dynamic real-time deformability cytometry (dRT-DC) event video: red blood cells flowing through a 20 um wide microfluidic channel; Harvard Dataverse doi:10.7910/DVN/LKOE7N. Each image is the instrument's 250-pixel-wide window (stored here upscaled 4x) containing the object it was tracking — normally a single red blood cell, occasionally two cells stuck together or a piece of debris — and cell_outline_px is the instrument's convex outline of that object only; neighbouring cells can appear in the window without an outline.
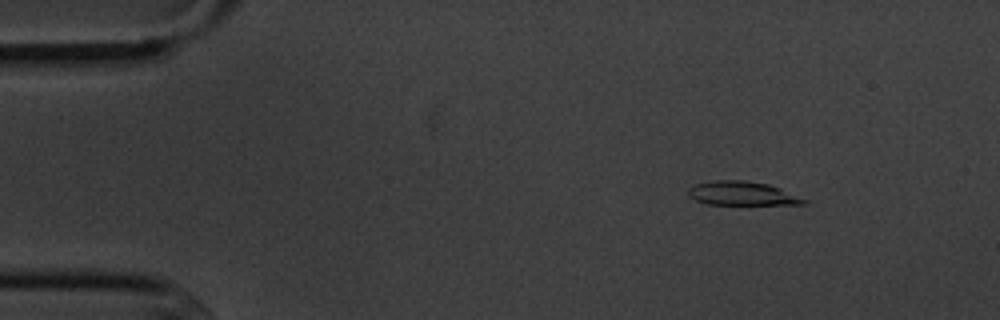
{"species": "common noctule bat (a hibernating species)", "species_latin": "Nyctalus noctula", "temperature_condition": "cold", "stored_images_in_passage": 4, "camera_frame_rate_fps": 3000, "um_per_image_px": 0.085, "animal": {"sex": "male", "body_mass_g": 20.1, "forearm_length_mm": 53.5}, "frame": {"image": 1, "passage_image": 2, "time_ms": 1.333, "image_size_px": [1000, 320], "cell_outline_px": [[808, 204], [708, 204], [696, 200], [688, 196], [688, 188], [692, 184], [712, 180], [744, 180], [768, 184], [780, 188], [808, 200]], "centroid_in_image_um": [63.04, 16.43], "position_along_channel_um": 22.0, "area_um2": 16.13}}